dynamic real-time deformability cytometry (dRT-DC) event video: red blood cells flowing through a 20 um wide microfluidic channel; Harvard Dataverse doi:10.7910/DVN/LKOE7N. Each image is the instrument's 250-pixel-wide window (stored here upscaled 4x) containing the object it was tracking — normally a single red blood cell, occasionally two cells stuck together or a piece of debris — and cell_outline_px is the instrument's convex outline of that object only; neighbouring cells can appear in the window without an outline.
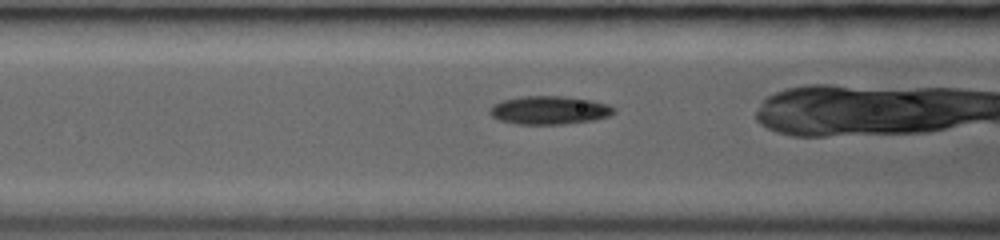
{"species": "common noctule bat (a hibernating species)", "species_latin": "Nyctalus noctula", "temperature_condition": "room temperature", "stored_images_in_passage": 18, "camera_frame_rate_fps": 3000, "um_per_image_px": 0.085, "animal": {"sex": "female", "body_mass_g": 19.0, "forearm_length_mm": 53.3}, "frame": {"image": 1, "passage_image": 13, "time_ms": 4.667, "image_size_px": [1000, 240], "cell_outline_px": [[616, 112], [608, 116], [596, 120], [564, 124], [516, 124], [500, 120], [492, 116], [488, 112], [488, 108], [492, 104], [504, 100], [520, 96], [564, 96], [592, 100], [608, 104], [616, 108]], "centroid_in_image_um": [46.7, 9.36], "position_along_channel_um": 119.9, "area_um2": 20.75}}
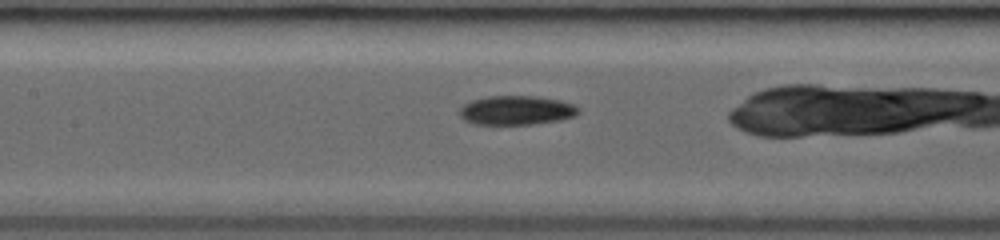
{"frame": {"image": 2, "passage_image": 16, "time_ms": 5.667, "image_size_px": [1000, 240], "cell_outline_px": [[580, 112], [576, 116], [560, 120], [532, 124], [472, 124], [464, 120], [460, 116], [460, 108], [464, 104], [472, 100], [488, 96], [536, 96], [560, 100], [572, 104], [580, 108]], "centroid_in_image_um": [43.91, 9.37], "position_along_channel_um": 163.5, "area_um2": 20.29}}